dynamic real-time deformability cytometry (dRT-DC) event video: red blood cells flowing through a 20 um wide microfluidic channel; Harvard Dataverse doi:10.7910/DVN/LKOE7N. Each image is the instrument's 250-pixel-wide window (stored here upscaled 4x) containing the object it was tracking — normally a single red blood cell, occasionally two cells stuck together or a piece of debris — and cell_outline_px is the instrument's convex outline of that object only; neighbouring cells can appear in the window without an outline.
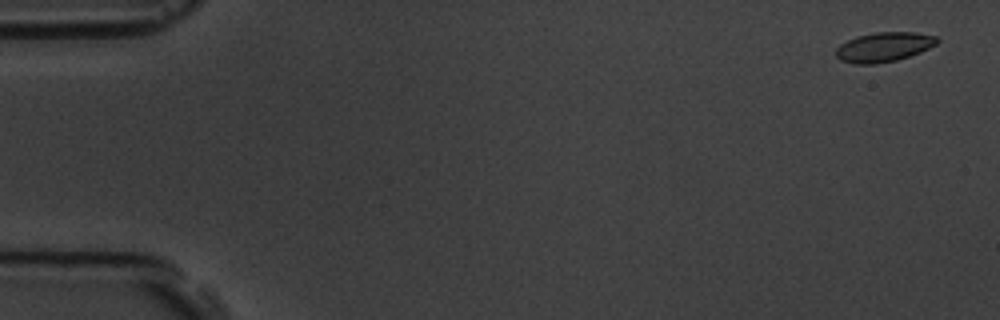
{"species": "common noctule bat (a hibernating species)", "species_latin": "Nyctalus noctula", "temperature_condition": "room temperature", "stored_images_in_passage": 4, "camera_frame_rate_fps": 3000, "um_per_image_px": 0.085, "animal": {"sex": "male", "body_mass_g": 19.5, "forearm_length_mm": 54.6}, "frame": {"image": 1, "passage_image": 1, "time_ms": 0.0, "image_size_px": [1000, 320], "cell_outline_px": [[940, 40], [936, 44], [920, 52], [896, 60], [876, 64], [856, 64], [840, 60], [836, 56], [836, 48], [840, 44], [856, 36], [876, 32], [916, 32], [936, 36]], "centroid_in_image_um": [75.12, 3.99], "position_along_channel_um": 9.9, "area_um2": 17.4}}